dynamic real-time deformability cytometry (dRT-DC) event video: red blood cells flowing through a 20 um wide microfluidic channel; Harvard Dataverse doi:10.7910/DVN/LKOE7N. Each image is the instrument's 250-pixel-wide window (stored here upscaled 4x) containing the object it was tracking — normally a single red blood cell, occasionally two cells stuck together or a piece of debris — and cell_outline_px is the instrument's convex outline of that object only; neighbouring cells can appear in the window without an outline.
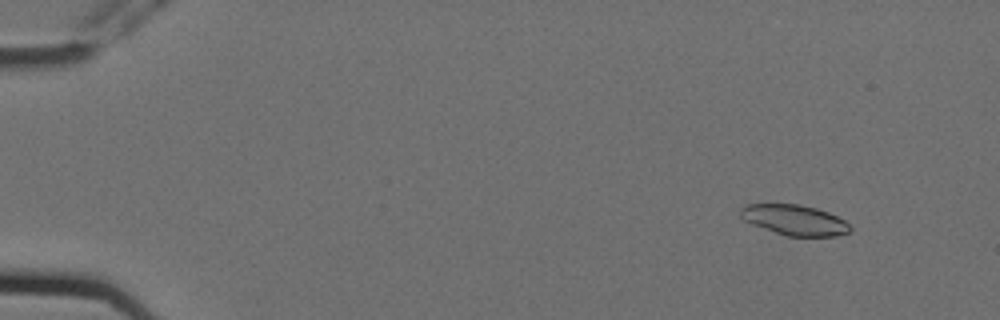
{"species": "Egyptian fruit bat (a non-hibernating species)", "species_latin": "Rousettus aegyptiacus", "temperature_condition": "cold", "stored_images_in_passage": 5, "camera_frame_rate_fps": 3000, "um_per_image_px": 0.085, "animal": {"sex": "female"}, "frame": {"image": 1, "passage_image": 2, "time_ms": 0.333, "image_size_px": [1000, 320], "cell_outline_px": [[852, 228], [848, 232], [836, 236], [788, 236], [752, 224], [744, 220], [740, 216], [740, 208], [744, 204], [800, 204], [816, 208], [828, 212], [844, 220]], "centroid_in_image_um": [67.52, 18.69], "position_along_channel_um": 17.5, "area_um2": 19.31}}